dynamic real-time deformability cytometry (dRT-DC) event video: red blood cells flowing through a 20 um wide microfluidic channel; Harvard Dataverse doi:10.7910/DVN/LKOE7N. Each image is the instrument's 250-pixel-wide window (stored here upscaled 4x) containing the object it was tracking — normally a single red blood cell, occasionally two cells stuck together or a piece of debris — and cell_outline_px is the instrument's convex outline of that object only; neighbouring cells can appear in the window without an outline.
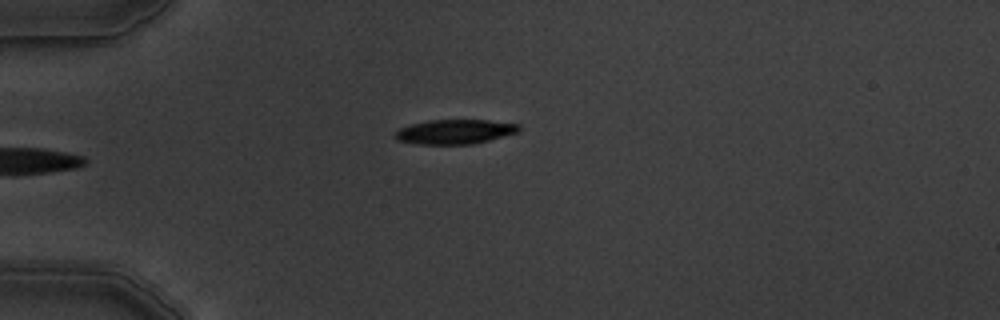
{"species": "common noctule bat (a hibernating species)", "species_latin": "Nyctalus noctula", "temperature_condition": "warm", "stored_images_in_passage": 2, "camera_frame_rate_fps": 3000, "um_per_image_px": 0.085, "animal": {"sex": "male", "body_mass_g": 19.5, "forearm_length_mm": 54.6}, "frame": {"image": 1, "passage_image": 1, "time_ms": 0.0, "image_size_px": [1000, 320], "cell_outline_px": [[520, 132], [472, 144], [420, 144], [396, 140], [392, 136], [400, 128], [412, 124], [428, 120], [488, 120], [520, 124]], "centroid_in_image_um": [38.67, 11.19], "position_along_channel_um": 46.3, "area_um2": 17.69}}